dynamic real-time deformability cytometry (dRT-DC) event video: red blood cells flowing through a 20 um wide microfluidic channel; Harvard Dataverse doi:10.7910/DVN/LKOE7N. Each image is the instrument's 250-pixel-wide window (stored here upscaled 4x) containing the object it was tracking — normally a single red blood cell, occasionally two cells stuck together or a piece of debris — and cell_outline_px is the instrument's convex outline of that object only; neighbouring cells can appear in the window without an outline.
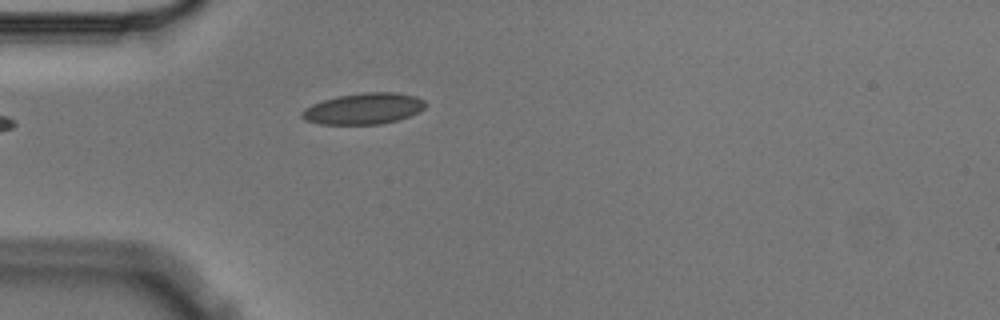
{"species": "Egyptian fruit bat (a non-hibernating species)", "species_latin": "Rousettus aegyptiacus", "temperature_condition": "cold", "stored_images_in_passage": 5, "camera_frame_rate_fps": 3000, "um_per_image_px": 0.085, "animal": {"sex": "male"}, "frame": {"image": 1, "passage_image": 5, "time_ms": 1.333, "image_size_px": [1000, 320], "cell_outline_px": [[428, 104], [420, 112], [396, 120], [380, 124], [320, 124], [304, 120], [300, 116], [300, 112], [304, 108], [312, 104], [324, 100], [340, 96], [364, 92], [396, 92], [416, 96], [424, 100]], "centroid_in_image_um": [30.91, 9.23], "position_along_channel_um": 54.1, "area_um2": 22.48}}